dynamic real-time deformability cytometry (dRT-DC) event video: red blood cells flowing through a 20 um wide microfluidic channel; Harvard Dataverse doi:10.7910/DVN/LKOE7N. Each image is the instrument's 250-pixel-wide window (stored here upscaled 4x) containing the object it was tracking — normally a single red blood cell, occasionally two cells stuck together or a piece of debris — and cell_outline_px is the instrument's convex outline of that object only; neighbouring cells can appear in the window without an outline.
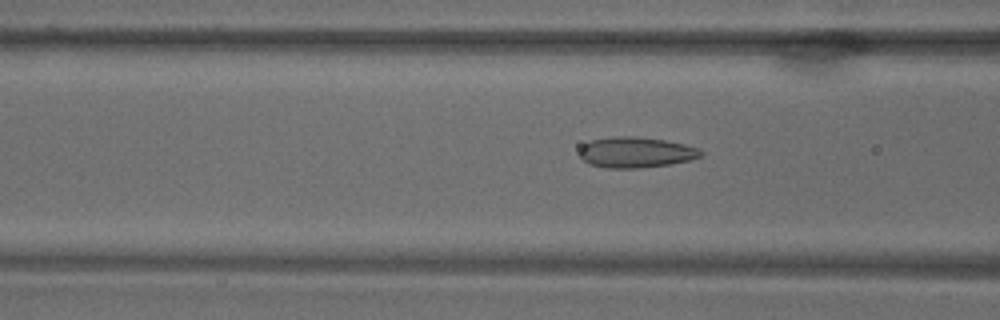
{"species": "common noctule bat (a hibernating species)", "species_latin": "Nyctalus noctula", "temperature_condition": "warm", "stored_images_in_passage": 62, "camera_frame_rate_fps": 3000, "um_per_image_px": 0.085, "animal": {"sex": "male", "body_mass_g": 18.8}, "frame": {"image": 1, "passage_image": 28, "time_ms": 9.0, "image_size_px": [1000, 320], "cell_outline_px": [[704, 156], [692, 160], [672, 164], [636, 168], [608, 168], [588, 164], [580, 156], [580, 148], [584, 144], [592, 140], [612, 136], [636, 136], [664, 140], [684, 144], [700, 148], [704, 152]], "centroid_in_image_um": [54.1, 12.95], "position_along_channel_um": 112.5, "area_um2": 21.91}}
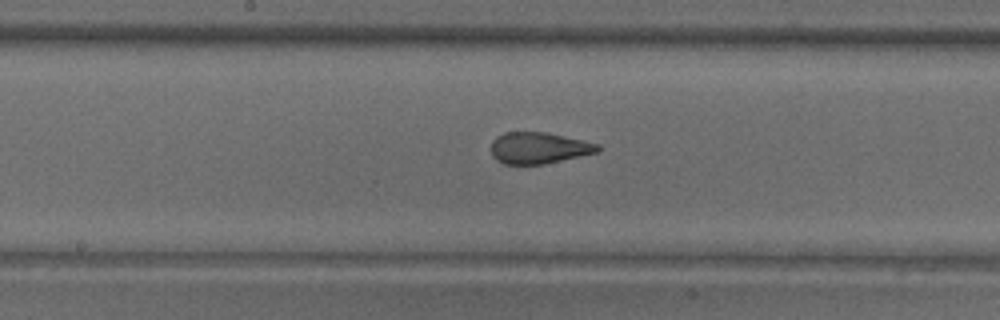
{"frame": {"image": 2, "passage_image": 37, "time_ms": 12.0, "image_size_px": [1000, 320], "cell_outline_px": [[600, 148], [596, 152], [544, 164], [504, 164], [496, 160], [492, 156], [492, 140], [496, 136], [504, 132], [544, 132], [564, 136], [600, 144]], "centroid_in_image_um": [45.75, 12.57], "position_along_channel_um": 202.4, "area_um2": 19.36}}
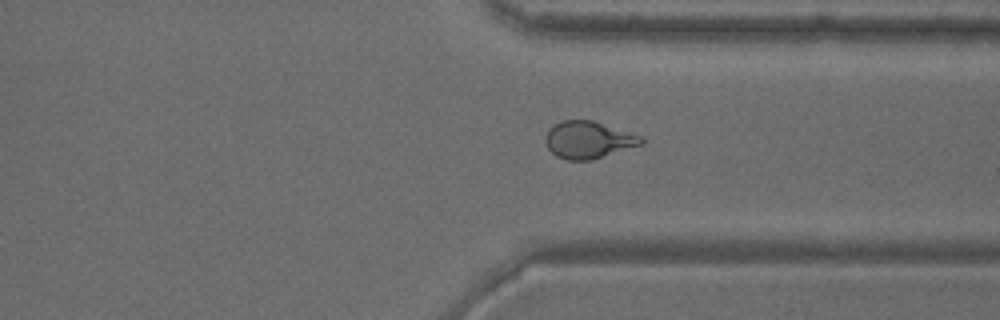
{"frame": {"image": 3, "passage_image": 53, "time_ms": 17.333, "image_size_px": [1000, 320], "cell_outline_px": [[644, 144], [592, 160], [568, 160], [556, 156], [548, 148], [544, 140], [544, 136], [548, 128], [560, 120], [592, 120], [640, 136], [644, 140]], "centroid_in_image_um": [49.97, 11.89], "position_along_channel_um": 361.4, "area_um2": 20.81}}